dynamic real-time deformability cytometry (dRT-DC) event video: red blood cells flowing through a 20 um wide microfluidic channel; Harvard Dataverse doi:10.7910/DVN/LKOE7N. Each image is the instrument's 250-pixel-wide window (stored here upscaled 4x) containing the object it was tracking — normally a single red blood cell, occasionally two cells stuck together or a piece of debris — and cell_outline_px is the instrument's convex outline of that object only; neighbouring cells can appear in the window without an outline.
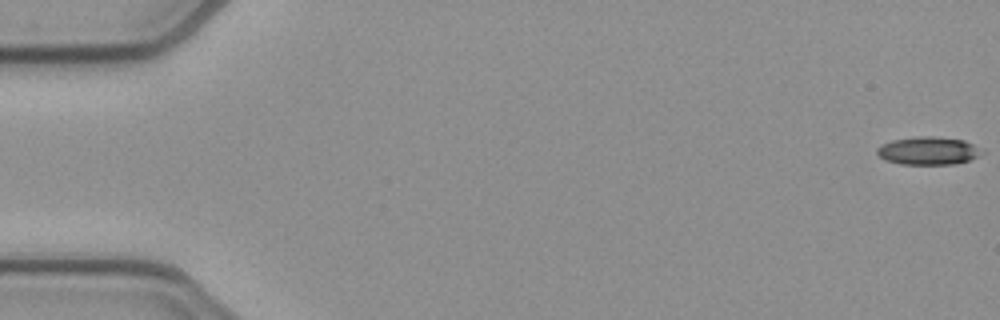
{"species": "common noctule bat (a hibernating species)", "species_latin": "Nyctalus noctula", "temperature_condition": "cold", "stored_images_in_passage": 24, "camera_frame_rate_fps": 3000, "um_per_image_px": 0.085, "animal": {"sex": "female", "body_mass_g": 21.9}, "frame": {"image": 1, "passage_image": 1, "time_ms": 0.0, "image_size_px": [1000, 320], "cell_outline_px": [[984, 152], [968, 160], [956, 164], [900, 164], [884, 160], [876, 152], [876, 148], [880, 144], [892, 140], [916, 136], [932, 136], [964, 140], [972, 144]], "centroid_in_image_um": [78.84, 12.81], "position_along_channel_um": 6.2, "area_um2": 17.05}}
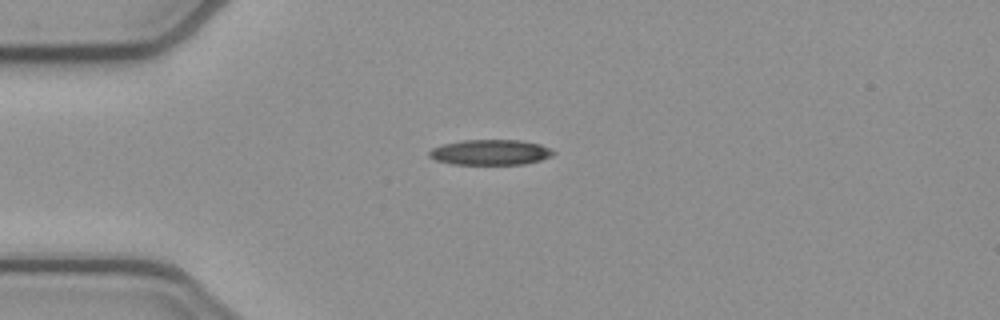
{"frame": {"image": 2, "passage_image": 14, "time_ms": 4.333, "image_size_px": [1000, 320], "cell_outline_px": [[556, 152], [552, 156], [540, 160], [524, 164], [452, 164], [436, 160], [428, 156], [428, 152], [432, 148], [444, 144], [460, 140], [520, 140], [540, 144]], "centroid_in_image_um": [41.67, 12.94], "position_along_channel_um": 43.3, "area_um2": 18.32}}
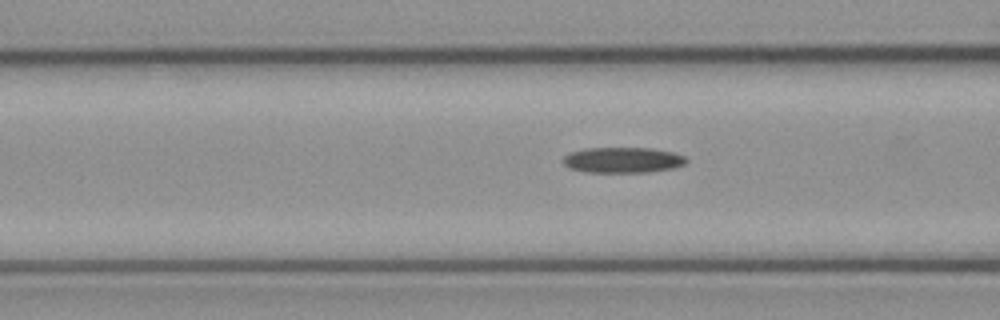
{"frame": {"image": 3, "passage_image": 21, "time_ms": 6.667, "image_size_px": [1000, 320], "cell_outline_px": [[688, 160], [684, 164], [672, 168], [648, 172], [584, 172], [568, 168], [560, 160], [564, 156], [572, 152], [584, 148], [648, 148], [672, 152], [684, 156]], "centroid_in_image_um": [52.88, 13.6], "position_along_channel_um": 113.7, "area_um2": 18.38}}